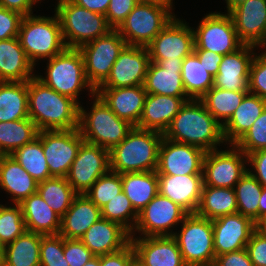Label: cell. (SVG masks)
I'll list each match as a JSON object with an SVG mask.
<instances>
[{"label": "cell", "instance_id": "7c38bea8", "mask_svg": "<svg viewBox=\"0 0 266 266\" xmlns=\"http://www.w3.org/2000/svg\"><path fill=\"white\" fill-rule=\"evenodd\" d=\"M188 214L181 206L158 193L138 213L136 226L130 236H135V232L141 233L142 237L173 236L175 232L170 228L182 223Z\"/></svg>", "mask_w": 266, "mask_h": 266}, {"label": "cell", "instance_id": "e0dca14e", "mask_svg": "<svg viewBox=\"0 0 266 266\" xmlns=\"http://www.w3.org/2000/svg\"><path fill=\"white\" fill-rule=\"evenodd\" d=\"M206 151L200 147L162 139L158 156V175L203 174Z\"/></svg>", "mask_w": 266, "mask_h": 266}, {"label": "cell", "instance_id": "9c48e42d", "mask_svg": "<svg viewBox=\"0 0 266 266\" xmlns=\"http://www.w3.org/2000/svg\"><path fill=\"white\" fill-rule=\"evenodd\" d=\"M174 17L168 7L139 2L116 30L127 45L146 47Z\"/></svg>", "mask_w": 266, "mask_h": 266}, {"label": "cell", "instance_id": "681fc988", "mask_svg": "<svg viewBox=\"0 0 266 266\" xmlns=\"http://www.w3.org/2000/svg\"><path fill=\"white\" fill-rule=\"evenodd\" d=\"M63 253L70 266H83L95 256L80 239L64 238Z\"/></svg>", "mask_w": 266, "mask_h": 266}, {"label": "cell", "instance_id": "8d00e7d4", "mask_svg": "<svg viewBox=\"0 0 266 266\" xmlns=\"http://www.w3.org/2000/svg\"><path fill=\"white\" fill-rule=\"evenodd\" d=\"M39 130L30 118L0 122V155H10L30 143Z\"/></svg>", "mask_w": 266, "mask_h": 266}, {"label": "cell", "instance_id": "5bb4252c", "mask_svg": "<svg viewBox=\"0 0 266 266\" xmlns=\"http://www.w3.org/2000/svg\"><path fill=\"white\" fill-rule=\"evenodd\" d=\"M37 137L42 142L51 176L66 177L81 144L85 141L79 128L39 131Z\"/></svg>", "mask_w": 266, "mask_h": 266}, {"label": "cell", "instance_id": "f35d334b", "mask_svg": "<svg viewBox=\"0 0 266 266\" xmlns=\"http://www.w3.org/2000/svg\"><path fill=\"white\" fill-rule=\"evenodd\" d=\"M247 93L249 91H229L212 87L200 100L212 116L223 126L239 107Z\"/></svg>", "mask_w": 266, "mask_h": 266}, {"label": "cell", "instance_id": "7a4b0ae2", "mask_svg": "<svg viewBox=\"0 0 266 266\" xmlns=\"http://www.w3.org/2000/svg\"><path fill=\"white\" fill-rule=\"evenodd\" d=\"M79 106L71 97L45 85L37 76L28 80L29 118L39 131L79 128Z\"/></svg>", "mask_w": 266, "mask_h": 266}, {"label": "cell", "instance_id": "6f0895ef", "mask_svg": "<svg viewBox=\"0 0 266 266\" xmlns=\"http://www.w3.org/2000/svg\"><path fill=\"white\" fill-rule=\"evenodd\" d=\"M193 52L198 56L200 62L203 63L206 71L213 76L218 73L219 64L223 59V55L204 49H193Z\"/></svg>", "mask_w": 266, "mask_h": 266}, {"label": "cell", "instance_id": "f5cc1de1", "mask_svg": "<svg viewBox=\"0 0 266 266\" xmlns=\"http://www.w3.org/2000/svg\"><path fill=\"white\" fill-rule=\"evenodd\" d=\"M246 250L253 266H266V238L256 230L252 233Z\"/></svg>", "mask_w": 266, "mask_h": 266}, {"label": "cell", "instance_id": "94428289", "mask_svg": "<svg viewBox=\"0 0 266 266\" xmlns=\"http://www.w3.org/2000/svg\"><path fill=\"white\" fill-rule=\"evenodd\" d=\"M266 216V187L262 188L258 206V220Z\"/></svg>", "mask_w": 266, "mask_h": 266}, {"label": "cell", "instance_id": "8fae6325", "mask_svg": "<svg viewBox=\"0 0 266 266\" xmlns=\"http://www.w3.org/2000/svg\"><path fill=\"white\" fill-rule=\"evenodd\" d=\"M194 49L213 51L227 55L236 52L244 44L238 37L229 13H209L203 17L197 29H193Z\"/></svg>", "mask_w": 266, "mask_h": 266}, {"label": "cell", "instance_id": "7dc6e473", "mask_svg": "<svg viewBox=\"0 0 266 266\" xmlns=\"http://www.w3.org/2000/svg\"><path fill=\"white\" fill-rule=\"evenodd\" d=\"M64 238L58 235L41 236L40 266H70L64 257Z\"/></svg>", "mask_w": 266, "mask_h": 266}, {"label": "cell", "instance_id": "816d5d0a", "mask_svg": "<svg viewBox=\"0 0 266 266\" xmlns=\"http://www.w3.org/2000/svg\"><path fill=\"white\" fill-rule=\"evenodd\" d=\"M23 15L0 6V40L18 37Z\"/></svg>", "mask_w": 266, "mask_h": 266}, {"label": "cell", "instance_id": "e7e4bbea", "mask_svg": "<svg viewBox=\"0 0 266 266\" xmlns=\"http://www.w3.org/2000/svg\"><path fill=\"white\" fill-rule=\"evenodd\" d=\"M227 13H230L234 8L244 3L246 0H225Z\"/></svg>", "mask_w": 266, "mask_h": 266}, {"label": "cell", "instance_id": "1f68e13d", "mask_svg": "<svg viewBox=\"0 0 266 266\" xmlns=\"http://www.w3.org/2000/svg\"><path fill=\"white\" fill-rule=\"evenodd\" d=\"M266 108V100L247 93L230 119L222 126L225 143L235 144Z\"/></svg>", "mask_w": 266, "mask_h": 266}, {"label": "cell", "instance_id": "f1b7e54d", "mask_svg": "<svg viewBox=\"0 0 266 266\" xmlns=\"http://www.w3.org/2000/svg\"><path fill=\"white\" fill-rule=\"evenodd\" d=\"M0 186L20 204L37 192L38 182L11 155H0Z\"/></svg>", "mask_w": 266, "mask_h": 266}, {"label": "cell", "instance_id": "91938a15", "mask_svg": "<svg viewBox=\"0 0 266 266\" xmlns=\"http://www.w3.org/2000/svg\"><path fill=\"white\" fill-rule=\"evenodd\" d=\"M74 3L78 4L79 6H82L83 8H86L92 12L99 13L105 15L110 0H72Z\"/></svg>", "mask_w": 266, "mask_h": 266}, {"label": "cell", "instance_id": "ffe728a7", "mask_svg": "<svg viewBox=\"0 0 266 266\" xmlns=\"http://www.w3.org/2000/svg\"><path fill=\"white\" fill-rule=\"evenodd\" d=\"M130 237L136 260L142 266H186L172 236Z\"/></svg>", "mask_w": 266, "mask_h": 266}, {"label": "cell", "instance_id": "8992f818", "mask_svg": "<svg viewBox=\"0 0 266 266\" xmlns=\"http://www.w3.org/2000/svg\"><path fill=\"white\" fill-rule=\"evenodd\" d=\"M55 12L61 23L62 36L67 48L78 49L113 29L105 15L83 8L72 0H58Z\"/></svg>", "mask_w": 266, "mask_h": 266}, {"label": "cell", "instance_id": "7402d4cb", "mask_svg": "<svg viewBox=\"0 0 266 266\" xmlns=\"http://www.w3.org/2000/svg\"><path fill=\"white\" fill-rule=\"evenodd\" d=\"M255 46L243 45L236 52L223 55L213 87L229 91H249L250 65Z\"/></svg>", "mask_w": 266, "mask_h": 266}, {"label": "cell", "instance_id": "6da1fadb", "mask_svg": "<svg viewBox=\"0 0 266 266\" xmlns=\"http://www.w3.org/2000/svg\"><path fill=\"white\" fill-rule=\"evenodd\" d=\"M163 137L212 151L224 143L222 125L206 109L200 99L185 101Z\"/></svg>", "mask_w": 266, "mask_h": 266}, {"label": "cell", "instance_id": "11a10c76", "mask_svg": "<svg viewBox=\"0 0 266 266\" xmlns=\"http://www.w3.org/2000/svg\"><path fill=\"white\" fill-rule=\"evenodd\" d=\"M247 163L253 169L248 168V171L257 179V181L266 187V149L258 150L253 153L247 154ZM253 171V172H252Z\"/></svg>", "mask_w": 266, "mask_h": 266}, {"label": "cell", "instance_id": "4fadbf2b", "mask_svg": "<svg viewBox=\"0 0 266 266\" xmlns=\"http://www.w3.org/2000/svg\"><path fill=\"white\" fill-rule=\"evenodd\" d=\"M229 150L207 151L203 161L204 185L216 188H234L247 172V155L234 144Z\"/></svg>", "mask_w": 266, "mask_h": 266}, {"label": "cell", "instance_id": "d590c367", "mask_svg": "<svg viewBox=\"0 0 266 266\" xmlns=\"http://www.w3.org/2000/svg\"><path fill=\"white\" fill-rule=\"evenodd\" d=\"M235 213H237V202L234 188L203 185L197 215L213 220Z\"/></svg>", "mask_w": 266, "mask_h": 266}, {"label": "cell", "instance_id": "db71d44e", "mask_svg": "<svg viewBox=\"0 0 266 266\" xmlns=\"http://www.w3.org/2000/svg\"><path fill=\"white\" fill-rule=\"evenodd\" d=\"M136 260L135 251L131 243L123 249L100 256V266H131Z\"/></svg>", "mask_w": 266, "mask_h": 266}, {"label": "cell", "instance_id": "ee69618b", "mask_svg": "<svg viewBox=\"0 0 266 266\" xmlns=\"http://www.w3.org/2000/svg\"><path fill=\"white\" fill-rule=\"evenodd\" d=\"M7 207L0 204V247L13 242L27 229L19 204Z\"/></svg>", "mask_w": 266, "mask_h": 266}, {"label": "cell", "instance_id": "2e32d148", "mask_svg": "<svg viewBox=\"0 0 266 266\" xmlns=\"http://www.w3.org/2000/svg\"><path fill=\"white\" fill-rule=\"evenodd\" d=\"M146 47L151 62L183 60L194 49L193 28L175 16Z\"/></svg>", "mask_w": 266, "mask_h": 266}, {"label": "cell", "instance_id": "cb8c5ba5", "mask_svg": "<svg viewBox=\"0 0 266 266\" xmlns=\"http://www.w3.org/2000/svg\"><path fill=\"white\" fill-rule=\"evenodd\" d=\"M95 93L119 118L137 127L147 95L143 85L98 88Z\"/></svg>", "mask_w": 266, "mask_h": 266}, {"label": "cell", "instance_id": "d4e9b609", "mask_svg": "<svg viewBox=\"0 0 266 266\" xmlns=\"http://www.w3.org/2000/svg\"><path fill=\"white\" fill-rule=\"evenodd\" d=\"M130 238V233L120 224L101 217L80 240L95 256H101L123 249Z\"/></svg>", "mask_w": 266, "mask_h": 266}, {"label": "cell", "instance_id": "be15d7a7", "mask_svg": "<svg viewBox=\"0 0 266 266\" xmlns=\"http://www.w3.org/2000/svg\"><path fill=\"white\" fill-rule=\"evenodd\" d=\"M139 2L155 3L168 7L171 11L173 8V0H139Z\"/></svg>", "mask_w": 266, "mask_h": 266}, {"label": "cell", "instance_id": "44dd1931", "mask_svg": "<svg viewBox=\"0 0 266 266\" xmlns=\"http://www.w3.org/2000/svg\"><path fill=\"white\" fill-rule=\"evenodd\" d=\"M244 45L261 46L266 38V0H246L230 13Z\"/></svg>", "mask_w": 266, "mask_h": 266}, {"label": "cell", "instance_id": "ba28073f", "mask_svg": "<svg viewBox=\"0 0 266 266\" xmlns=\"http://www.w3.org/2000/svg\"><path fill=\"white\" fill-rule=\"evenodd\" d=\"M173 234L186 266H213L215 251L212 220L189 213Z\"/></svg>", "mask_w": 266, "mask_h": 266}, {"label": "cell", "instance_id": "484cf974", "mask_svg": "<svg viewBox=\"0 0 266 266\" xmlns=\"http://www.w3.org/2000/svg\"><path fill=\"white\" fill-rule=\"evenodd\" d=\"M182 62L183 60H160L157 63L150 61L143 84L146 93L189 97L182 82Z\"/></svg>", "mask_w": 266, "mask_h": 266}, {"label": "cell", "instance_id": "d6a6232c", "mask_svg": "<svg viewBox=\"0 0 266 266\" xmlns=\"http://www.w3.org/2000/svg\"><path fill=\"white\" fill-rule=\"evenodd\" d=\"M41 234L26 230L0 253L1 266H40Z\"/></svg>", "mask_w": 266, "mask_h": 266}, {"label": "cell", "instance_id": "9a60e30c", "mask_svg": "<svg viewBox=\"0 0 266 266\" xmlns=\"http://www.w3.org/2000/svg\"><path fill=\"white\" fill-rule=\"evenodd\" d=\"M109 170V150L84 141L66 178L77 194H85Z\"/></svg>", "mask_w": 266, "mask_h": 266}, {"label": "cell", "instance_id": "5b68a950", "mask_svg": "<svg viewBox=\"0 0 266 266\" xmlns=\"http://www.w3.org/2000/svg\"><path fill=\"white\" fill-rule=\"evenodd\" d=\"M90 112L79 106V131L91 144L111 150L133 129V125L119 118L95 93Z\"/></svg>", "mask_w": 266, "mask_h": 266}, {"label": "cell", "instance_id": "ab89813d", "mask_svg": "<svg viewBox=\"0 0 266 266\" xmlns=\"http://www.w3.org/2000/svg\"><path fill=\"white\" fill-rule=\"evenodd\" d=\"M37 192L60 217L67 212L77 195L66 177H51L39 182Z\"/></svg>", "mask_w": 266, "mask_h": 266}, {"label": "cell", "instance_id": "b9f144b4", "mask_svg": "<svg viewBox=\"0 0 266 266\" xmlns=\"http://www.w3.org/2000/svg\"><path fill=\"white\" fill-rule=\"evenodd\" d=\"M235 186L237 213L250 217L256 223L263 186L248 170Z\"/></svg>", "mask_w": 266, "mask_h": 266}, {"label": "cell", "instance_id": "603a6c76", "mask_svg": "<svg viewBox=\"0 0 266 266\" xmlns=\"http://www.w3.org/2000/svg\"><path fill=\"white\" fill-rule=\"evenodd\" d=\"M203 185V174L158 175V193L188 213H196Z\"/></svg>", "mask_w": 266, "mask_h": 266}, {"label": "cell", "instance_id": "f6af8a7d", "mask_svg": "<svg viewBox=\"0 0 266 266\" xmlns=\"http://www.w3.org/2000/svg\"><path fill=\"white\" fill-rule=\"evenodd\" d=\"M120 192H122L121 174L109 170L85 194L101 209Z\"/></svg>", "mask_w": 266, "mask_h": 266}, {"label": "cell", "instance_id": "6125c7cd", "mask_svg": "<svg viewBox=\"0 0 266 266\" xmlns=\"http://www.w3.org/2000/svg\"><path fill=\"white\" fill-rule=\"evenodd\" d=\"M255 230L266 238V216L255 223Z\"/></svg>", "mask_w": 266, "mask_h": 266}, {"label": "cell", "instance_id": "30bf717a", "mask_svg": "<svg viewBox=\"0 0 266 266\" xmlns=\"http://www.w3.org/2000/svg\"><path fill=\"white\" fill-rule=\"evenodd\" d=\"M126 41L116 29L81 47L85 76L96 91L109 77L113 64L126 46Z\"/></svg>", "mask_w": 266, "mask_h": 266}, {"label": "cell", "instance_id": "ac0fdd59", "mask_svg": "<svg viewBox=\"0 0 266 266\" xmlns=\"http://www.w3.org/2000/svg\"><path fill=\"white\" fill-rule=\"evenodd\" d=\"M149 63L147 47L126 45L113 64L109 77L99 88L143 85Z\"/></svg>", "mask_w": 266, "mask_h": 266}, {"label": "cell", "instance_id": "bcb514c9", "mask_svg": "<svg viewBox=\"0 0 266 266\" xmlns=\"http://www.w3.org/2000/svg\"><path fill=\"white\" fill-rule=\"evenodd\" d=\"M234 145L246 155L266 149V108Z\"/></svg>", "mask_w": 266, "mask_h": 266}, {"label": "cell", "instance_id": "60d3db41", "mask_svg": "<svg viewBox=\"0 0 266 266\" xmlns=\"http://www.w3.org/2000/svg\"><path fill=\"white\" fill-rule=\"evenodd\" d=\"M38 183L51 178L41 140L36 137L10 154Z\"/></svg>", "mask_w": 266, "mask_h": 266}, {"label": "cell", "instance_id": "03108f58", "mask_svg": "<svg viewBox=\"0 0 266 266\" xmlns=\"http://www.w3.org/2000/svg\"><path fill=\"white\" fill-rule=\"evenodd\" d=\"M83 266H100V256H94L92 259H90Z\"/></svg>", "mask_w": 266, "mask_h": 266}, {"label": "cell", "instance_id": "7bdbcfd3", "mask_svg": "<svg viewBox=\"0 0 266 266\" xmlns=\"http://www.w3.org/2000/svg\"><path fill=\"white\" fill-rule=\"evenodd\" d=\"M101 217L120 224L131 234L136 226L138 213L122 191L101 208Z\"/></svg>", "mask_w": 266, "mask_h": 266}, {"label": "cell", "instance_id": "52a82bcc", "mask_svg": "<svg viewBox=\"0 0 266 266\" xmlns=\"http://www.w3.org/2000/svg\"><path fill=\"white\" fill-rule=\"evenodd\" d=\"M46 76L37 78L45 85L59 94L71 97L79 105L78 96L82 89L87 88L89 94H95V90L88 83L84 61L81 52L76 48H66L62 53L47 60Z\"/></svg>", "mask_w": 266, "mask_h": 266}, {"label": "cell", "instance_id": "74e56055", "mask_svg": "<svg viewBox=\"0 0 266 266\" xmlns=\"http://www.w3.org/2000/svg\"><path fill=\"white\" fill-rule=\"evenodd\" d=\"M205 69L194 52L183 59L181 77L186 94L191 99H200L213 87L214 76Z\"/></svg>", "mask_w": 266, "mask_h": 266}, {"label": "cell", "instance_id": "3957f363", "mask_svg": "<svg viewBox=\"0 0 266 266\" xmlns=\"http://www.w3.org/2000/svg\"><path fill=\"white\" fill-rule=\"evenodd\" d=\"M163 133L133 127L124 140L109 151L110 170L127 172L156 171Z\"/></svg>", "mask_w": 266, "mask_h": 266}, {"label": "cell", "instance_id": "83f0119b", "mask_svg": "<svg viewBox=\"0 0 266 266\" xmlns=\"http://www.w3.org/2000/svg\"><path fill=\"white\" fill-rule=\"evenodd\" d=\"M100 218L101 209L86 194H77L67 212L61 217L59 235L68 239H80Z\"/></svg>", "mask_w": 266, "mask_h": 266}, {"label": "cell", "instance_id": "836d02e7", "mask_svg": "<svg viewBox=\"0 0 266 266\" xmlns=\"http://www.w3.org/2000/svg\"><path fill=\"white\" fill-rule=\"evenodd\" d=\"M121 182L122 191L129 198L137 213L158 194L156 171L122 173Z\"/></svg>", "mask_w": 266, "mask_h": 266}, {"label": "cell", "instance_id": "003e7915", "mask_svg": "<svg viewBox=\"0 0 266 266\" xmlns=\"http://www.w3.org/2000/svg\"><path fill=\"white\" fill-rule=\"evenodd\" d=\"M131 266H142L137 260H135Z\"/></svg>", "mask_w": 266, "mask_h": 266}, {"label": "cell", "instance_id": "c3c4849f", "mask_svg": "<svg viewBox=\"0 0 266 266\" xmlns=\"http://www.w3.org/2000/svg\"><path fill=\"white\" fill-rule=\"evenodd\" d=\"M249 93L266 100V52L255 54L249 71Z\"/></svg>", "mask_w": 266, "mask_h": 266}, {"label": "cell", "instance_id": "a7ac6f4b", "mask_svg": "<svg viewBox=\"0 0 266 266\" xmlns=\"http://www.w3.org/2000/svg\"><path fill=\"white\" fill-rule=\"evenodd\" d=\"M260 47H261V48L265 47V50H266V38H265L263 44H262ZM264 52H266V51H264Z\"/></svg>", "mask_w": 266, "mask_h": 266}, {"label": "cell", "instance_id": "680465c9", "mask_svg": "<svg viewBox=\"0 0 266 266\" xmlns=\"http://www.w3.org/2000/svg\"><path fill=\"white\" fill-rule=\"evenodd\" d=\"M37 2L39 0H0V6L27 16L33 14L32 6Z\"/></svg>", "mask_w": 266, "mask_h": 266}, {"label": "cell", "instance_id": "277c9868", "mask_svg": "<svg viewBox=\"0 0 266 266\" xmlns=\"http://www.w3.org/2000/svg\"><path fill=\"white\" fill-rule=\"evenodd\" d=\"M18 39L27 58L34 66L37 60L51 59L67 48L56 12L54 17L32 14L23 16Z\"/></svg>", "mask_w": 266, "mask_h": 266}, {"label": "cell", "instance_id": "e575fe53", "mask_svg": "<svg viewBox=\"0 0 266 266\" xmlns=\"http://www.w3.org/2000/svg\"><path fill=\"white\" fill-rule=\"evenodd\" d=\"M29 118L28 81H0V122Z\"/></svg>", "mask_w": 266, "mask_h": 266}, {"label": "cell", "instance_id": "d6986e66", "mask_svg": "<svg viewBox=\"0 0 266 266\" xmlns=\"http://www.w3.org/2000/svg\"><path fill=\"white\" fill-rule=\"evenodd\" d=\"M215 256L246 248L255 222L240 213L224 215L212 220Z\"/></svg>", "mask_w": 266, "mask_h": 266}, {"label": "cell", "instance_id": "4dcf8cb0", "mask_svg": "<svg viewBox=\"0 0 266 266\" xmlns=\"http://www.w3.org/2000/svg\"><path fill=\"white\" fill-rule=\"evenodd\" d=\"M28 231L46 235H58L61 217L41 198L38 192L24 199L20 204Z\"/></svg>", "mask_w": 266, "mask_h": 266}, {"label": "cell", "instance_id": "4316f807", "mask_svg": "<svg viewBox=\"0 0 266 266\" xmlns=\"http://www.w3.org/2000/svg\"><path fill=\"white\" fill-rule=\"evenodd\" d=\"M190 99V97L147 94L137 127L164 133L181 106Z\"/></svg>", "mask_w": 266, "mask_h": 266}, {"label": "cell", "instance_id": "9f6ffc18", "mask_svg": "<svg viewBox=\"0 0 266 266\" xmlns=\"http://www.w3.org/2000/svg\"><path fill=\"white\" fill-rule=\"evenodd\" d=\"M213 266H253L246 248L216 256Z\"/></svg>", "mask_w": 266, "mask_h": 266}, {"label": "cell", "instance_id": "f907efd6", "mask_svg": "<svg viewBox=\"0 0 266 266\" xmlns=\"http://www.w3.org/2000/svg\"><path fill=\"white\" fill-rule=\"evenodd\" d=\"M138 3L139 0H110L105 14L108 24L117 29Z\"/></svg>", "mask_w": 266, "mask_h": 266}, {"label": "cell", "instance_id": "f546056e", "mask_svg": "<svg viewBox=\"0 0 266 266\" xmlns=\"http://www.w3.org/2000/svg\"><path fill=\"white\" fill-rule=\"evenodd\" d=\"M34 67L18 37L0 40V81H28L36 75L33 74Z\"/></svg>", "mask_w": 266, "mask_h": 266}]
</instances>
